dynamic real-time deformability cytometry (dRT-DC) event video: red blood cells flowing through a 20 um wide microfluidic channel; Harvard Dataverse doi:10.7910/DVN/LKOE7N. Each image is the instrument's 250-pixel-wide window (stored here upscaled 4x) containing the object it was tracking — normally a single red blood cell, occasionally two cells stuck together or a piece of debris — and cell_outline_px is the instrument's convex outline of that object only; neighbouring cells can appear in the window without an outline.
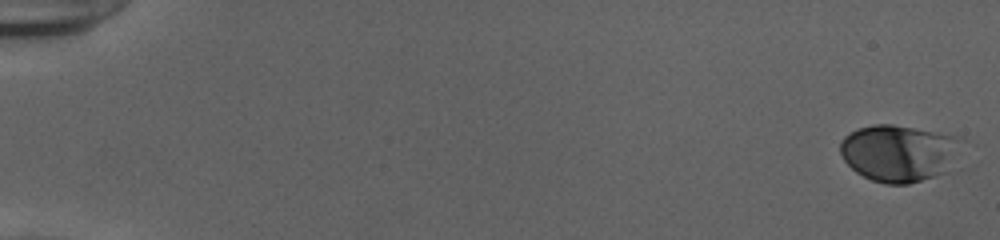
{"species": "human", "species_latin": "Homo sapiens", "temperature_condition": "cold", "stored_images_in_passage": 54, "camera_frame_rate_fps": 3000, "um_per_image_px": 0.085, "donor": {"sex": "female"}, "frame": {"image": 1, "passage_image": 1, "time_ms": 0.0, "image_size_px": [1000, 240], "cell_outline_px": [[968, 140], [948, 172], [908, 184], [884, 184], [872, 180], [856, 172], [844, 160], [840, 152], [840, 140], [844, 136], [856, 128], [872, 124], [892, 124], [964, 136]], "centroid_in_image_um": [76.5, 12.98], "position_along_channel_um": 8.5, "area_um2": 41.38}}
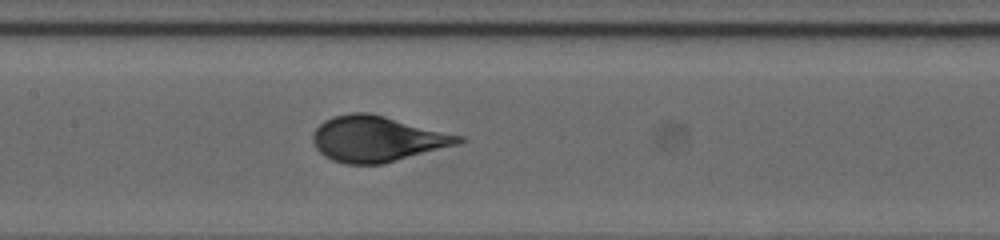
{"frame": {"image": 2, "passage_image": 28, "time_ms": 9.0, "image_size_px": [1000, 240], "cell_outline_px": [[468, 140], [456, 144], [384, 164], [344, 164], [332, 160], [324, 156], [316, 148], [312, 140], [312, 136], [316, 128], [324, 120], [336, 116], [352, 112], [368, 112], [464, 136]], "centroid_in_image_um": [32.04, 11.81], "position_along_channel_um": 175.4, "area_um2": 38.61}}
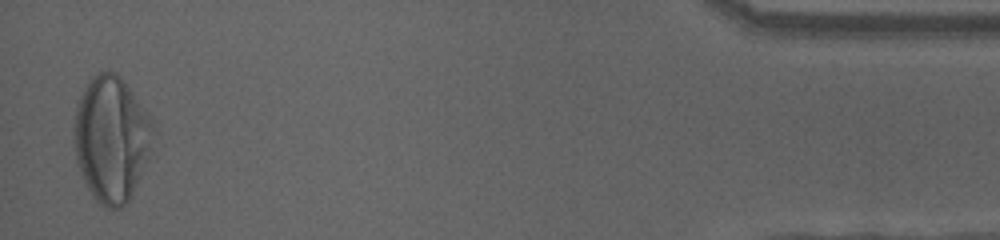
{"frame": {"image": 3, "passage_image": 53, "time_ms": 17.333, "image_size_px": [1000, 240], "cell_outline_px": [[156, 128], [148, 152], [132, 196], [120, 208], [108, 208], [100, 204], [92, 196], [76, 164], [72, 140], [72, 124], [76, 104], [84, 88], [92, 76], [100, 72], [116, 72], [120, 76], [152, 120]], "centroid_in_image_um": [9.4, 11.8], "position_along_channel_um": 425.8, "area_um2": 57.86}, "authors_computed_cell_mechanics": {"area_um2": 38.6104, "velocity_mm_per_s": 3.8848, "shape_relaxation_time_tau1_ms": 4.6674, "shape_relaxation_time_tau2_ms": null, "deformation_change_tau1": 0.2081, "deformation_change_tau2": null}}